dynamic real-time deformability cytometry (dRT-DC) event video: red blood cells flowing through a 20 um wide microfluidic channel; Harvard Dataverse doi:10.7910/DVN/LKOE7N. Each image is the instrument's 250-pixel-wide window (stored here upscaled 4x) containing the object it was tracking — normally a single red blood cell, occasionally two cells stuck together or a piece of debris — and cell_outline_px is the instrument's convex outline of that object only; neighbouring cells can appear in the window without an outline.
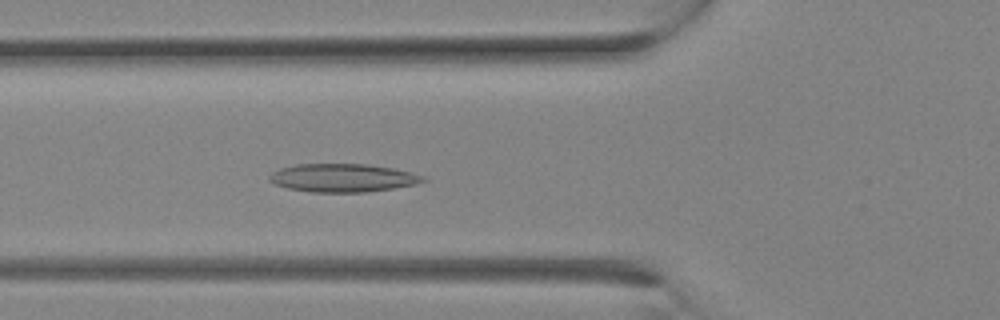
{"species": "Egyptian fruit bat (a non-hibernating species)", "species_latin": "Rousettus aegyptiacus", "temperature_condition": "room temperature", "stored_images_in_passage": 10, "camera_frame_rate_fps": 3000, "um_per_image_px": 0.085, "animal": {"sex": "female"}, "frame": {"image": 1, "passage_image": 10, "time_ms": 3.0, "image_size_px": [1000, 320], "cell_outline_px": [[428, 180], [416, 184], [368, 192], [312, 192], [288, 188], [276, 184], [268, 180], [268, 176], [272, 172], [280, 168], [296, 164], [368, 164], [392, 168], [412, 172], [424, 176]], "centroid_in_image_um": [29.14, 15.11], "position_along_channel_um": 96.7, "area_um2": 25.32}}